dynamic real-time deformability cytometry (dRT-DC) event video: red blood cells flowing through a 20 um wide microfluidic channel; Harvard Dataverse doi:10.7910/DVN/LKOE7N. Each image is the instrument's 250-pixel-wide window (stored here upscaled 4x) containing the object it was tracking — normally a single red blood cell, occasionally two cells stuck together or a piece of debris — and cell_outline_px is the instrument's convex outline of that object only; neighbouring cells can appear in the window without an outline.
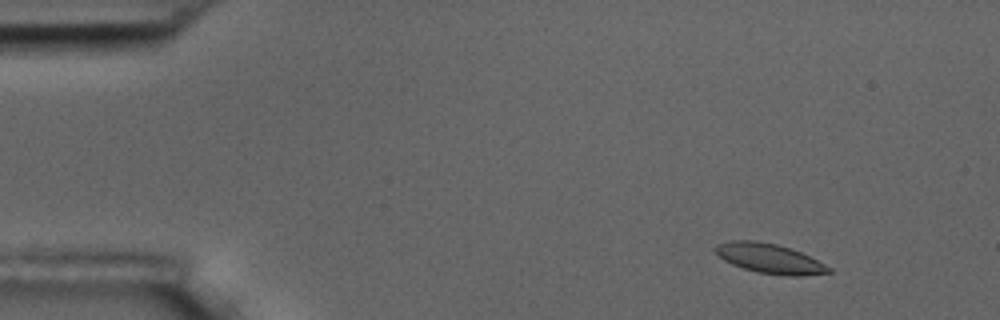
{"species": "common noctule bat (a hibernating species)", "species_latin": "Nyctalus noctula", "temperature_condition": "room temperature", "stored_images_in_passage": 9, "camera_frame_rate_fps": 3000, "um_per_image_px": 0.085, "animal": {"sex": "male", "body_mass_g": 17.5, "forearm_length_mm": 52.3}, "frame": {"image": 1, "passage_image": 2, "time_ms": 1.0, "image_size_px": [1000, 320], "cell_outline_px": [[832, 272], [800, 276], [788, 276], [756, 272], [732, 264], [724, 260], [712, 248], [716, 244], [732, 240], [756, 240], [776, 244], [800, 252], [832, 268]], "centroid_in_image_um": [65.38, 21.97], "position_along_channel_um": 19.6, "area_um2": 19.48}}
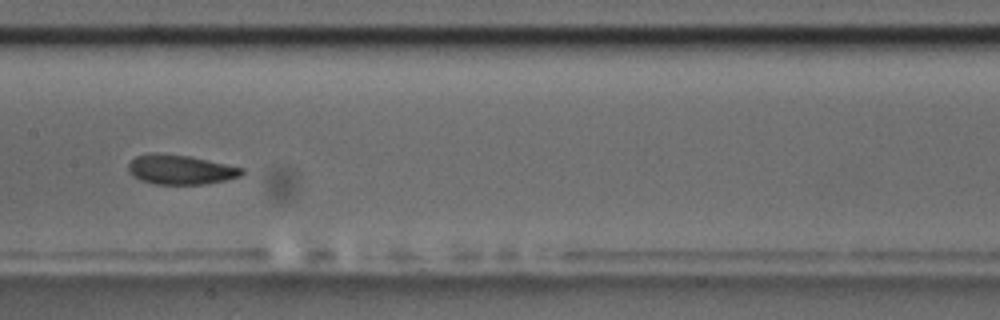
{"frame": {"image": 2, "passage_image": 8, "time_ms": 8.333, "image_size_px": [1000, 320], "cell_outline_px": [[244, 172], [240, 176], [224, 180], [204, 184], [152, 184], [140, 180], [132, 176], [128, 172], [128, 164], [136, 156], [188, 156], [244, 168]], "centroid_in_image_um": [15.36, 14.47], "position_along_channel_um": 192.0, "area_um2": 18.73}}
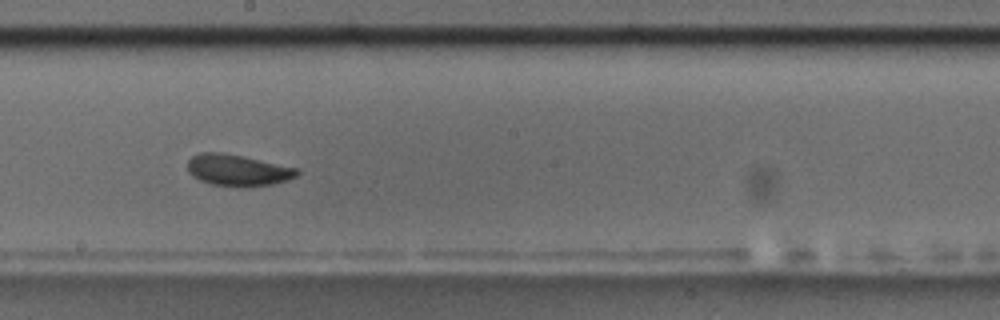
{"frame": {"image": 3, "passage_image": 9, "time_ms": 9.333, "image_size_px": [1000, 320], "cell_outline_px": [[300, 172], [296, 176], [288, 180], [272, 184], [212, 184], [200, 180], [192, 176], [188, 172], [188, 160], [192, 156], [200, 152], [220, 152], [244, 156], [300, 168]], "centroid_in_image_um": [20.22, 14.41], "position_along_channel_um": 228.0, "area_um2": 19.54}}